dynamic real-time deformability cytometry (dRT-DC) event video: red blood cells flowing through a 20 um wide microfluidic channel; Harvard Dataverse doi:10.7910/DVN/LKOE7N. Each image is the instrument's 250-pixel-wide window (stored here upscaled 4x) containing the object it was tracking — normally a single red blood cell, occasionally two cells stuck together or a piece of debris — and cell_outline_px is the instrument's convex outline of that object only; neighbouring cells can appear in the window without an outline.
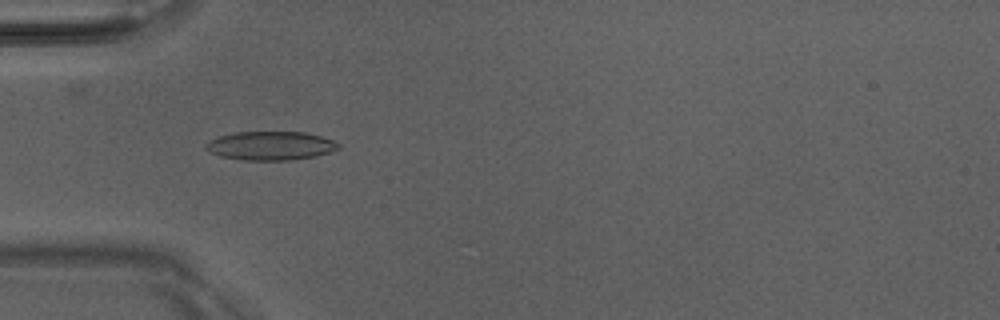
{"species": "Egyptian fruit bat (a non-hibernating species)", "species_latin": "Rousettus aegyptiacus", "temperature_condition": "room temperature", "stored_images_in_passage": 28, "camera_frame_rate_fps": 3000, "um_per_image_px": 0.085, "animal": {"sex": "male"}, "frame": {"image": 1, "passage_image": 16, "time_ms": 5.0, "image_size_px": [1000, 320], "cell_outline_px": [[340, 148], [316, 156], [292, 160], [244, 160], [220, 156], [204, 148], [204, 144], [220, 136], [236, 132], [304, 132], [320, 136], [332, 140], [340, 144]], "centroid_in_image_um": [23.01, 12.39], "position_along_channel_um": 62.0, "area_um2": 22.02}}